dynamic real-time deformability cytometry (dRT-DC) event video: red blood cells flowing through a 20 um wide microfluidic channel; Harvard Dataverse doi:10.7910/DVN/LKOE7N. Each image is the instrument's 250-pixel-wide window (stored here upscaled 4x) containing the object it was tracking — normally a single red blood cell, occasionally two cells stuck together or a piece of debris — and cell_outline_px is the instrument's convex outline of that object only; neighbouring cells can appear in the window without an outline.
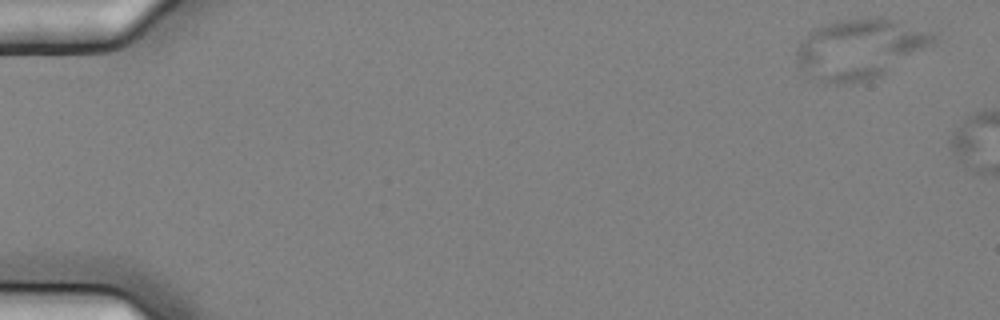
{"species": "common noctule bat (a hibernating species)", "species_latin": "Nyctalus noctula", "temperature_condition": "cold", "stored_images_in_passage": 3, "camera_frame_rate_fps": 3000, "um_per_image_px": 0.085, "animal": {"sex": "female", "body_mass_g": 25.1}, "frame": {"image": 1, "passage_image": 1, "time_ms": 0.0, "image_size_px": [1000, 320], "cell_outline_px": [[936, 40], [932, 44], [880, 76], [868, 80], [852, 84], [824, 84], [808, 80], [796, 64], [796, 48], [804, 36], [808, 32], [816, 28], [836, 20], [860, 16], [880, 16], [936, 32]], "centroid_in_image_um": [72.99, 4.16], "position_along_channel_um": 12.0, "area_um2": 48.96}}